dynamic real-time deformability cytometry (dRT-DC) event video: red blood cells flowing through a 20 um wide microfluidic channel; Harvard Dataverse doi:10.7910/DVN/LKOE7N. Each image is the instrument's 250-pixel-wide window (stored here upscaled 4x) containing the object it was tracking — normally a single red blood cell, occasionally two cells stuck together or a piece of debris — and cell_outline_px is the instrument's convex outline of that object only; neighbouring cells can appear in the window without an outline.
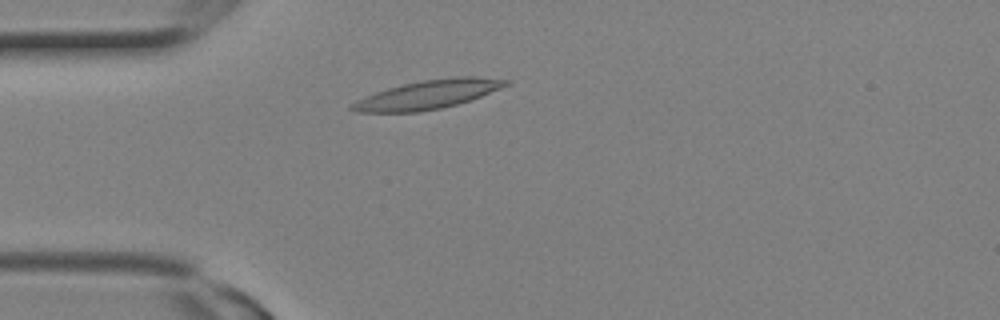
{"species": "Egyptian fruit bat (a non-hibernating species)", "species_latin": "Rousettus aegyptiacus", "temperature_condition": "room temperature", "stored_images_in_passage": 2, "camera_frame_rate_fps": 3000, "um_per_image_px": 0.085, "animal": {"sex": "female"}, "frame": {"image": 1, "passage_image": 2, "time_ms": 0.333, "image_size_px": [1000, 320], "cell_outline_px": [[512, 80], [508, 84], [500, 88], [472, 100], [440, 108], [420, 112], [356, 112], [348, 108], [356, 100], [376, 92], [388, 88], [404, 84], [424, 80], [456, 76], [476, 76]], "centroid_in_image_um": [36.39, 8.03], "position_along_channel_um": 48.6, "area_um2": 25.66}}